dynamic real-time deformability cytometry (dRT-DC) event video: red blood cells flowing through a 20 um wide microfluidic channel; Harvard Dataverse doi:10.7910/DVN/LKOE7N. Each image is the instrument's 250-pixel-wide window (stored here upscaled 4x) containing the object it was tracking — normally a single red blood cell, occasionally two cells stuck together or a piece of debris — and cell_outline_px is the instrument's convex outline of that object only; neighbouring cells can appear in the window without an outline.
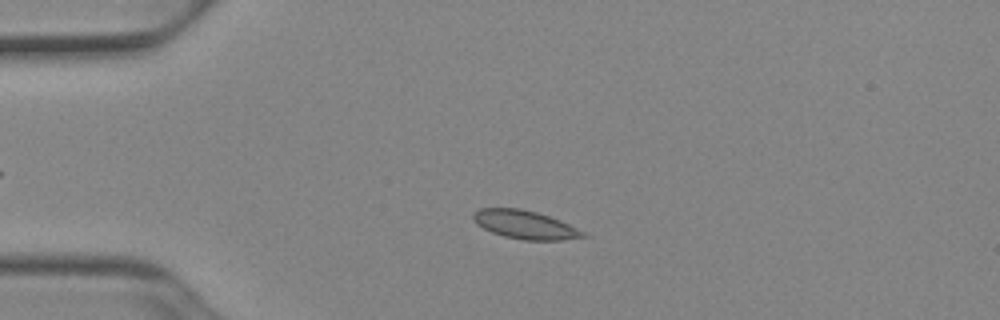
{"species": "Egyptian fruit bat (a non-hibernating species)", "species_latin": "Rousettus aegyptiacus", "temperature_condition": "cold", "stored_images_in_passage": 50, "camera_frame_rate_fps": 3000, "um_per_image_px": 0.085, "animal": {"sex": "female"}, "frame": {"image": 1, "passage_image": 11, "time_ms": 3.333, "image_size_px": [1000, 320], "cell_outline_px": [[592, 236], [560, 240], [524, 240], [504, 236], [492, 232], [476, 224], [472, 220], [472, 212], [480, 208], [520, 208], [536, 212], [560, 220]], "centroid_in_image_um": [44.6, 19.09], "position_along_channel_um": 40.4, "area_um2": 18.21}}
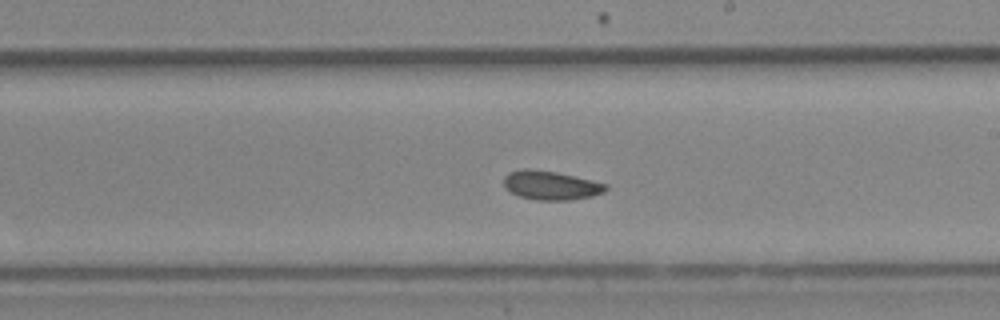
{"frame": {"image": 2, "passage_image": 29, "time_ms": 9.333, "image_size_px": [1000, 320], "cell_outline_px": [[608, 188], [604, 192], [592, 196], [568, 200], [536, 200], [520, 196], [512, 192], [504, 184], [504, 176], [508, 172], [524, 168], [528, 168], [556, 172], [592, 180], [608, 184]], "centroid_in_image_um": [46.84, 15.74], "position_along_channel_um": 242.2, "area_um2": 17.11}}
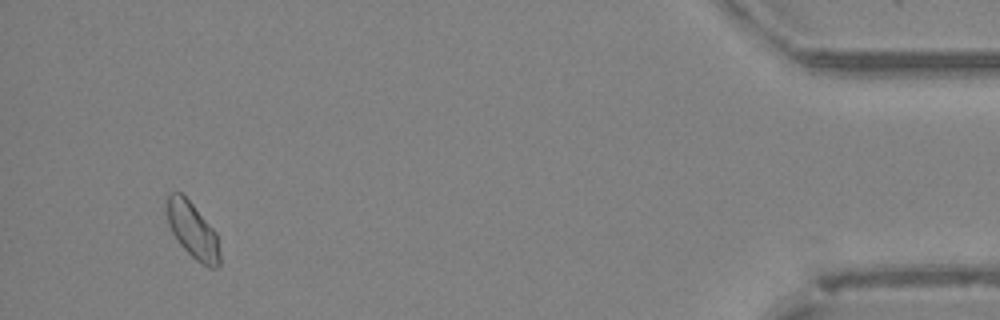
{"frame": {"image": 3, "passage_image": 48, "time_ms": 15.667, "image_size_px": [1000, 320], "cell_outline_px": [[220, 264], [216, 268], [208, 268], [196, 260], [180, 244], [172, 232], [168, 224], [164, 204], [168, 192], [180, 192], [192, 204], [216, 232], [220, 252]], "centroid_in_image_um": [16.35, 19.57], "position_along_channel_um": 418.9, "area_um2": 17.4}}